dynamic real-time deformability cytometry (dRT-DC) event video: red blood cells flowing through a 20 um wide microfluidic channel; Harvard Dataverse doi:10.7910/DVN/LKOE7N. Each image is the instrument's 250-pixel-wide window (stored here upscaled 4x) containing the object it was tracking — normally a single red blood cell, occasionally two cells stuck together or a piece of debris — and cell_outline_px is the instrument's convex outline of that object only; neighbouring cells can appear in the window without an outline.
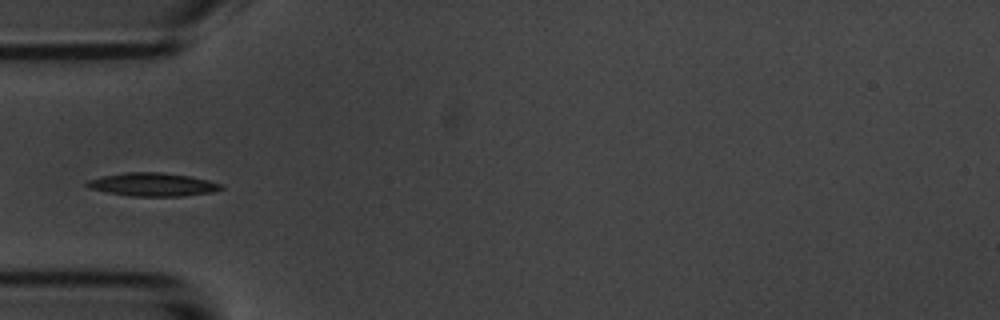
{"species": "common noctule bat (a hibernating species)", "species_latin": "Nyctalus noctula", "temperature_condition": "room temperature", "stored_images_in_passage": 8, "camera_frame_rate_fps": 3000, "um_per_image_px": 0.085, "animal": {"sex": "male", "body_mass_g": 20.1, "forearm_length_mm": 53.5}, "frame": {"image": 1, "passage_image": 5, "time_ms": 4.667, "image_size_px": [1000, 320], "cell_outline_px": [[224, 188], [212, 192], [184, 196], [132, 196], [108, 192], [88, 188], [84, 184], [88, 180], [100, 176], [124, 172], [160, 172], [192, 176], [224, 184]], "centroid_in_image_um": [12.99, 15.67], "position_along_channel_um": 72.0, "area_um2": 18.38}}
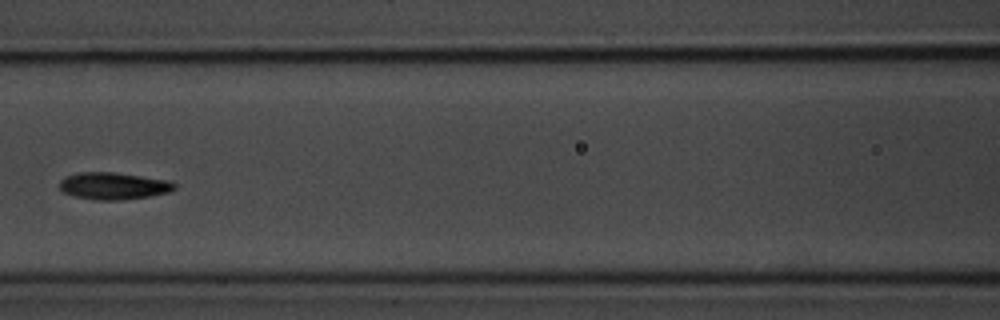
{"frame": {"image": 2, "passage_image": 7, "time_ms": 7.0, "image_size_px": [1000, 320], "cell_outline_px": [[176, 188], [168, 192], [148, 196], [116, 200], [96, 200], [72, 196], [64, 192], [60, 188], [60, 180], [64, 176], [80, 172], [112, 172], [168, 180], [176, 184]], "centroid_in_image_um": [9.6, 15.8], "position_along_channel_um": 157.0, "area_um2": 17.98}}
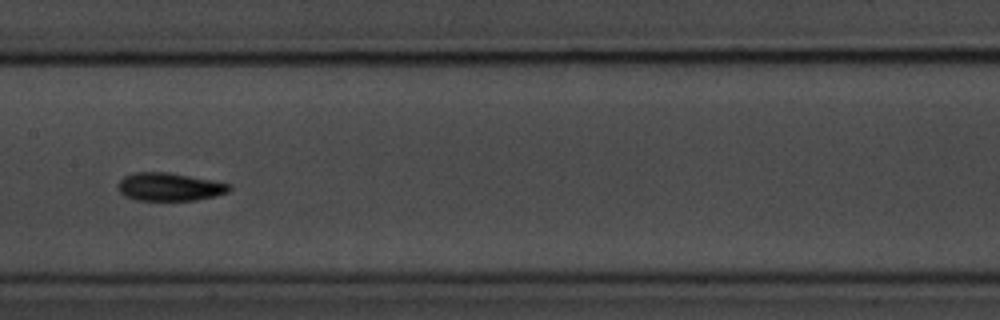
{"frame": {"image": 3, "passage_image": 8, "time_ms": 8.0, "image_size_px": [1000, 320], "cell_outline_px": [[232, 188], [228, 192], [216, 196], [196, 200], [136, 200], [124, 196], [116, 188], [116, 184], [124, 176], [136, 172], [168, 172], [212, 180], [232, 184]], "centroid_in_image_um": [14.4, 15.88], "position_along_channel_um": 193.0, "area_um2": 18.38}}